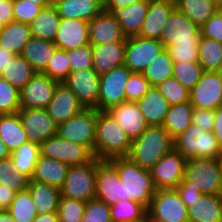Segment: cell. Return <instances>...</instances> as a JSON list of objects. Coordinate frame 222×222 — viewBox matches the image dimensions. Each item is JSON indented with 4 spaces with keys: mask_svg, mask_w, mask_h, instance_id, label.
<instances>
[{
    "mask_svg": "<svg viewBox=\"0 0 222 222\" xmlns=\"http://www.w3.org/2000/svg\"><path fill=\"white\" fill-rule=\"evenodd\" d=\"M175 4L199 28L221 8L212 0H175Z\"/></svg>",
    "mask_w": 222,
    "mask_h": 222,
    "instance_id": "cell-35",
    "label": "cell"
},
{
    "mask_svg": "<svg viewBox=\"0 0 222 222\" xmlns=\"http://www.w3.org/2000/svg\"><path fill=\"white\" fill-rule=\"evenodd\" d=\"M156 88L166 98L170 105L189 101V89L173 77L159 83Z\"/></svg>",
    "mask_w": 222,
    "mask_h": 222,
    "instance_id": "cell-48",
    "label": "cell"
},
{
    "mask_svg": "<svg viewBox=\"0 0 222 222\" xmlns=\"http://www.w3.org/2000/svg\"><path fill=\"white\" fill-rule=\"evenodd\" d=\"M7 211L15 222H33L37 210L28 189L16 192Z\"/></svg>",
    "mask_w": 222,
    "mask_h": 222,
    "instance_id": "cell-41",
    "label": "cell"
},
{
    "mask_svg": "<svg viewBox=\"0 0 222 222\" xmlns=\"http://www.w3.org/2000/svg\"><path fill=\"white\" fill-rule=\"evenodd\" d=\"M82 222H112L110 206L96 198L86 202Z\"/></svg>",
    "mask_w": 222,
    "mask_h": 222,
    "instance_id": "cell-49",
    "label": "cell"
},
{
    "mask_svg": "<svg viewBox=\"0 0 222 222\" xmlns=\"http://www.w3.org/2000/svg\"><path fill=\"white\" fill-rule=\"evenodd\" d=\"M0 222H15V220L7 210H4L2 213H0Z\"/></svg>",
    "mask_w": 222,
    "mask_h": 222,
    "instance_id": "cell-64",
    "label": "cell"
},
{
    "mask_svg": "<svg viewBox=\"0 0 222 222\" xmlns=\"http://www.w3.org/2000/svg\"><path fill=\"white\" fill-rule=\"evenodd\" d=\"M131 144L125 130L107 111L96 110L94 157L98 160L127 157Z\"/></svg>",
    "mask_w": 222,
    "mask_h": 222,
    "instance_id": "cell-1",
    "label": "cell"
},
{
    "mask_svg": "<svg viewBox=\"0 0 222 222\" xmlns=\"http://www.w3.org/2000/svg\"><path fill=\"white\" fill-rule=\"evenodd\" d=\"M107 112L125 130L131 141L137 139L149 126L136 102H122L109 108Z\"/></svg>",
    "mask_w": 222,
    "mask_h": 222,
    "instance_id": "cell-21",
    "label": "cell"
},
{
    "mask_svg": "<svg viewBox=\"0 0 222 222\" xmlns=\"http://www.w3.org/2000/svg\"><path fill=\"white\" fill-rule=\"evenodd\" d=\"M57 134L68 141L88 147L94 154L96 109L84 108L72 118L58 124Z\"/></svg>",
    "mask_w": 222,
    "mask_h": 222,
    "instance_id": "cell-7",
    "label": "cell"
},
{
    "mask_svg": "<svg viewBox=\"0 0 222 222\" xmlns=\"http://www.w3.org/2000/svg\"><path fill=\"white\" fill-rule=\"evenodd\" d=\"M43 73L51 79L62 83L71 73L67 51L57 49Z\"/></svg>",
    "mask_w": 222,
    "mask_h": 222,
    "instance_id": "cell-47",
    "label": "cell"
},
{
    "mask_svg": "<svg viewBox=\"0 0 222 222\" xmlns=\"http://www.w3.org/2000/svg\"><path fill=\"white\" fill-rule=\"evenodd\" d=\"M140 1L146 0H103V10L114 13L117 9L126 8Z\"/></svg>",
    "mask_w": 222,
    "mask_h": 222,
    "instance_id": "cell-57",
    "label": "cell"
},
{
    "mask_svg": "<svg viewBox=\"0 0 222 222\" xmlns=\"http://www.w3.org/2000/svg\"><path fill=\"white\" fill-rule=\"evenodd\" d=\"M219 160H220V163H221V166H222V152L220 154Z\"/></svg>",
    "mask_w": 222,
    "mask_h": 222,
    "instance_id": "cell-70",
    "label": "cell"
},
{
    "mask_svg": "<svg viewBox=\"0 0 222 222\" xmlns=\"http://www.w3.org/2000/svg\"><path fill=\"white\" fill-rule=\"evenodd\" d=\"M45 109L53 121L60 124L81 112L84 107L70 88L62 82L57 84L54 96Z\"/></svg>",
    "mask_w": 222,
    "mask_h": 222,
    "instance_id": "cell-22",
    "label": "cell"
},
{
    "mask_svg": "<svg viewBox=\"0 0 222 222\" xmlns=\"http://www.w3.org/2000/svg\"><path fill=\"white\" fill-rule=\"evenodd\" d=\"M147 213L163 222H189L188 208L176 189H157Z\"/></svg>",
    "mask_w": 222,
    "mask_h": 222,
    "instance_id": "cell-10",
    "label": "cell"
},
{
    "mask_svg": "<svg viewBox=\"0 0 222 222\" xmlns=\"http://www.w3.org/2000/svg\"><path fill=\"white\" fill-rule=\"evenodd\" d=\"M89 22L75 18H60L54 43L61 50H72L90 44Z\"/></svg>",
    "mask_w": 222,
    "mask_h": 222,
    "instance_id": "cell-19",
    "label": "cell"
},
{
    "mask_svg": "<svg viewBox=\"0 0 222 222\" xmlns=\"http://www.w3.org/2000/svg\"><path fill=\"white\" fill-rule=\"evenodd\" d=\"M61 18L91 21L103 10V0H64L55 5Z\"/></svg>",
    "mask_w": 222,
    "mask_h": 222,
    "instance_id": "cell-30",
    "label": "cell"
},
{
    "mask_svg": "<svg viewBox=\"0 0 222 222\" xmlns=\"http://www.w3.org/2000/svg\"><path fill=\"white\" fill-rule=\"evenodd\" d=\"M174 149L186 160L192 158H219L222 147L213 131L191 123L189 127L173 139Z\"/></svg>",
    "mask_w": 222,
    "mask_h": 222,
    "instance_id": "cell-4",
    "label": "cell"
},
{
    "mask_svg": "<svg viewBox=\"0 0 222 222\" xmlns=\"http://www.w3.org/2000/svg\"><path fill=\"white\" fill-rule=\"evenodd\" d=\"M201 36L222 43V8L201 27Z\"/></svg>",
    "mask_w": 222,
    "mask_h": 222,
    "instance_id": "cell-54",
    "label": "cell"
},
{
    "mask_svg": "<svg viewBox=\"0 0 222 222\" xmlns=\"http://www.w3.org/2000/svg\"><path fill=\"white\" fill-rule=\"evenodd\" d=\"M204 195H222V166L219 158H192L186 161L184 178Z\"/></svg>",
    "mask_w": 222,
    "mask_h": 222,
    "instance_id": "cell-5",
    "label": "cell"
},
{
    "mask_svg": "<svg viewBox=\"0 0 222 222\" xmlns=\"http://www.w3.org/2000/svg\"><path fill=\"white\" fill-rule=\"evenodd\" d=\"M200 37V28L175 8L162 29L160 41L167 48L173 44H199Z\"/></svg>",
    "mask_w": 222,
    "mask_h": 222,
    "instance_id": "cell-13",
    "label": "cell"
},
{
    "mask_svg": "<svg viewBox=\"0 0 222 222\" xmlns=\"http://www.w3.org/2000/svg\"><path fill=\"white\" fill-rule=\"evenodd\" d=\"M14 21L13 0H7V5H0V24H6Z\"/></svg>",
    "mask_w": 222,
    "mask_h": 222,
    "instance_id": "cell-59",
    "label": "cell"
},
{
    "mask_svg": "<svg viewBox=\"0 0 222 222\" xmlns=\"http://www.w3.org/2000/svg\"><path fill=\"white\" fill-rule=\"evenodd\" d=\"M5 209L0 205V213H2Z\"/></svg>",
    "mask_w": 222,
    "mask_h": 222,
    "instance_id": "cell-71",
    "label": "cell"
},
{
    "mask_svg": "<svg viewBox=\"0 0 222 222\" xmlns=\"http://www.w3.org/2000/svg\"><path fill=\"white\" fill-rule=\"evenodd\" d=\"M175 8V0H149V10L138 36L160 40L162 29Z\"/></svg>",
    "mask_w": 222,
    "mask_h": 222,
    "instance_id": "cell-24",
    "label": "cell"
},
{
    "mask_svg": "<svg viewBox=\"0 0 222 222\" xmlns=\"http://www.w3.org/2000/svg\"><path fill=\"white\" fill-rule=\"evenodd\" d=\"M136 103L149 126L162 125L170 108L169 102L156 86H152Z\"/></svg>",
    "mask_w": 222,
    "mask_h": 222,
    "instance_id": "cell-26",
    "label": "cell"
},
{
    "mask_svg": "<svg viewBox=\"0 0 222 222\" xmlns=\"http://www.w3.org/2000/svg\"><path fill=\"white\" fill-rule=\"evenodd\" d=\"M30 178L17 171L11 158L0 160V183L12 188L14 191H22L27 189Z\"/></svg>",
    "mask_w": 222,
    "mask_h": 222,
    "instance_id": "cell-43",
    "label": "cell"
},
{
    "mask_svg": "<svg viewBox=\"0 0 222 222\" xmlns=\"http://www.w3.org/2000/svg\"><path fill=\"white\" fill-rule=\"evenodd\" d=\"M19 110V90L0 76V115L15 114Z\"/></svg>",
    "mask_w": 222,
    "mask_h": 222,
    "instance_id": "cell-46",
    "label": "cell"
},
{
    "mask_svg": "<svg viewBox=\"0 0 222 222\" xmlns=\"http://www.w3.org/2000/svg\"><path fill=\"white\" fill-rule=\"evenodd\" d=\"M86 202L60 196L57 215L59 222H82Z\"/></svg>",
    "mask_w": 222,
    "mask_h": 222,
    "instance_id": "cell-45",
    "label": "cell"
},
{
    "mask_svg": "<svg viewBox=\"0 0 222 222\" xmlns=\"http://www.w3.org/2000/svg\"><path fill=\"white\" fill-rule=\"evenodd\" d=\"M63 83L76 95L84 108L97 110L100 76L92 68L71 72Z\"/></svg>",
    "mask_w": 222,
    "mask_h": 222,
    "instance_id": "cell-17",
    "label": "cell"
},
{
    "mask_svg": "<svg viewBox=\"0 0 222 222\" xmlns=\"http://www.w3.org/2000/svg\"><path fill=\"white\" fill-rule=\"evenodd\" d=\"M59 82L37 72L19 91L20 109H45L51 102Z\"/></svg>",
    "mask_w": 222,
    "mask_h": 222,
    "instance_id": "cell-15",
    "label": "cell"
},
{
    "mask_svg": "<svg viewBox=\"0 0 222 222\" xmlns=\"http://www.w3.org/2000/svg\"><path fill=\"white\" fill-rule=\"evenodd\" d=\"M67 56L71 66V72L92 68L93 51L91 43L77 49L68 50Z\"/></svg>",
    "mask_w": 222,
    "mask_h": 222,
    "instance_id": "cell-51",
    "label": "cell"
},
{
    "mask_svg": "<svg viewBox=\"0 0 222 222\" xmlns=\"http://www.w3.org/2000/svg\"><path fill=\"white\" fill-rule=\"evenodd\" d=\"M174 62L170 58L168 50L165 48L159 55L150 62L143 71L144 77L151 86H157L173 75Z\"/></svg>",
    "mask_w": 222,
    "mask_h": 222,
    "instance_id": "cell-39",
    "label": "cell"
},
{
    "mask_svg": "<svg viewBox=\"0 0 222 222\" xmlns=\"http://www.w3.org/2000/svg\"><path fill=\"white\" fill-rule=\"evenodd\" d=\"M11 155L10 150L8 147L3 143V141L0 138V160L9 158Z\"/></svg>",
    "mask_w": 222,
    "mask_h": 222,
    "instance_id": "cell-63",
    "label": "cell"
},
{
    "mask_svg": "<svg viewBox=\"0 0 222 222\" xmlns=\"http://www.w3.org/2000/svg\"><path fill=\"white\" fill-rule=\"evenodd\" d=\"M212 1L222 8V0H212Z\"/></svg>",
    "mask_w": 222,
    "mask_h": 222,
    "instance_id": "cell-68",
    "label": "cell"
},
{
    "mask_svg": "<svg viewBox=\"0 0 222 222\" xmlns=\"http://www.w3.org/2000/svg\"><path fill=\"white\" fill-rule=\"evenodd\" d=\"M173 148V138L168 131L162 125H152L132 141L127 157L141 168L150 170Z\"/></svg>",
    "mask_w": 222,
    "mask_h": 222,
    "instance_id": "cell-3",
    "label": "cell"
},
{
    "mask_svg": "<svg viewBox=\"0 0 222 222\" xmlns=\"http://www.w3.org/2000/svg\"><path fill=\"white\" fill-rule=\"evenodd\" d=\"M186 159L174 148L151 169L156 189H175L184 178Z\"/></svg>",
    "mask_w": 222,
    "mask_h": 222,
    "instance_id": "cell-14",
    "label": "cell"
},
{
    "mask_svg": "<svg viewBox=\"0 0 222 222\" xmlns=\"http://www.w3.org/2000/svg\"><path fill=\"white\" fill-rule=\"evenodd\" d=\"M69 165L59 160L39 156L30 180L47 183L55 188L61 189L67 176Z\"/></svg>",
    "mask_w": 222,
    "mask_h": 222,
    "instance_id": "cell-25",
    "label": "cell"
},
{
    "mask_svg": "<svg viewBox=\"0 0 222 222\" xmlns=\"http://www.w3.org/2000/svg\"><path fill=\"white\" fill-rule=\"evenodd\" d=\"M126 41H110L101 45H92V69L99 75L124 65Z\"/></svg>",
    "mask_w": 222,
    "mask_h": 222,
    "instance_id": "cell-23",
    "label": "cell"
},
{
    "mask_svg": "<svg viewBox=\"0 0 222 222\" xmlns=\"http://www.w3.org/2000/svg\"><path fill=\"white\" fill-rule=\"evenodd\" d=\"M33 222H59L57 212L37 214Z\"/></svg>",
    "mask_w": 222,
    "mask_h": 222,
    "instance_id": "cell-62",
    "label": "cell"
},
{
    "mask_svg": "<svg viewBox=\"0 0 222 222\" xmlns=\"http://www.w3.org/2000/svg\"><path fill=\"white\" fill-rule=\"evenodd\" d=\"M204 72L198 62H174L172 77L191 90Z\"/></svg>",
    "mask_w": 222,
    "mask_h": 222,
    "instance_id": "cell-44",
    "label": "cell"
},
{
    "mask_svg": "<svg viewBox=\"0 0 222 222\" xmlns=\"http://www.w3.org/2000/svg\"><path fill=\"white\" fill-rule=\"evenodd\" d=\"M148 10L149 0H146L133 3L126 8L117 9L114 12L125 37L136 36L139 34Z\"/></svg>",
    "mask_w": 222,
    "mask_h": 222,
    "instance_id": "cell-29",
    "label": "cell"
},
{
    "mask_svg": "<svg viewBox=\"0 0 222 222\" xmlns=\"http://www.w3.org/2000/svg\"><path fill=\"white\" fill-rule=\"evenodd\" d=\"M0 138L10 152L29 142L19 113L0 115Z\"/></svg>",
    "mask_w": 222,
    "mask_h": 222,
    "instance_id": "cell-31",
    "label": "cell"
},
{
    "mask_svg": "<svg viewBox=\"0 0 222 222\" xmlns=\"http://www.w3.org/2000/svg\"><path fill=\"white\" fill-rule=\"evenodd\" d=\"M36 73L23 56L15 55L0 76L20 91Z\"/></svg>",
    "mask_w": 222,
    "mask_h": 222,
    "instance_id": "cell-37",
    "label": "cell"
},
{
    "mask_svg": "<svg viewBox=\"0 0 222 222\" xmlns=\"http://www.w3.org/2000/svg\"><path fill=\"white\" fill-rule=\"evenodd\" d=\"M151 87L142 73H131L125 86L126 101L137 102Z\"/></svg>",
    "mask_w": 222,
    "mask_h": 222,
    "instance_id": "cell-50",
    "label": "cell"
},
{
    "mask_svg": "<svg viewBox=\"0 0 222 222\" xmlns=\"http://www.w3.org/2000/svg\"><path fill=\"white\" fill-rule=\"evenodd\" d=\"M16 191L0 183V205L7 210L14 199Z\"/></svg>",
    "mask_w": 222,
    "mask_h": 222,
    "instance_id": "cell-58",
    "label": "cell"
},
{
    "mask_svg": "<svg viewBox=\"0 0 222 222\" xmlns=\"http://www.w3.org/2000/svg\"><path fill=\"white\" fill-rule=\"evenodd\" d=\"M165 47L160 40L138 35L126 37L124 65L132 73H143L145 68Z\"/></svg>",
    "mask_w": 222,
    "mask_h": 222,
    "instance_id": "cell-11",
    "label": "cell"
},
{
    "mask_svg": "<svg viewBox=\"0 0 222 222\" xmlns=\"http://www.w3.org/2000/svg\"><path fill=\"white\" fill-rule=\"evenodd\" d=\"M0 5H7V0H0Z\"/></svg>",
    "mask_w": 222,
    "mask_h": 222,
    "instance_id": "cell-69",
    "label": "cell"
},
{
    "mask_svg": "<svg viewBox=\"0 0 222 222\" xmlns=\"http://www.w3.org/2000/svg\"><path fill=\"white\" fill-rule=\"evenodd\" d=\"M193 108L190 101L170 105L162 126L173 139L181 132L185 131L192 123Z\"/></svg>",
    "mask_w": 222,
    "mask_h": 222,
    "instance_id": "cell-36",
    "label": "cell"
},
{
    "mask_svg": "<svg viewBox=\"0 0 222 222\" xmlns=\"http://www.w3.org/2000/svg\"><path fill=\"white\" fill-rule=\"evenodd\" d=\"M143 222H163V221L157 220L148 213H146Z\"/></svg>",
    "mask_w": 222,
    "mask_h": 222,
    "instance_id": "cell-66",
    "label": "cell"
},
{
    "mask_svg": "<svg viewBox=\"0 0 222 222\" xmlns=\"http://www.w3.org/2000/svg\"><path fill=\"white\" fill-rule=\"evenodd\" d=\"M27 189L36 206L37 214L57 212L60 189L35 180L29 181Z\"/></svg>",
    "mask_w": 222,
    "mask_h": 222,
    "instance_id": "cell-32",
    "label": "cell"
},
{
    "mask_svg": "<svg viewBox=\"0 0 222 222\" xmlns=\"http://www.w3.org/2000/svg\"><path fill=\"white\" fill-rule=\"evenodd\" d=\"M175 189L187 208L203 195L200 191H196L194 187H191V182H180Z\"/></svg>",
    "mask_w": 222,
    "mask_h": 222,
    "instance_id": "cell-56",
    "label": "cell"
},
{
    "mask_svg": "<svg viewBox=\"0 0 222 222\" xmlns=\"http://www.w3.org/2000/svg\"><path fill=\"white\" fill-rule=\"evenodd\" d=\"M61 1H64V0H48V3H49V6H55Z\"/></svg>",
    "mask_w": 222,
    "mask_h": 222,
    "instance_id": "cell-67",
    "label": "cell"
},
{
    "mask_svg": "<svg viewBox=\"0 0 222 222\" xmlns=\"http://www.w3.org/2000/svg\"><path fill=\"white\" fill-rule=\"evenodd\" d=\"M189 101L194 108L217 109L222 104V71H204L189 90Z\"/></svg>",
    "mask_w": 222,
    "mask_h": 222,
    "instance_id": "cell-12",
    "label": "cell"
},
{
    "mask_svg": "<svg viewBox=\"0 0 222 222\" xmlns=\"http://www.w3.org/2000/svg\"><path fill=\"white\" fill-rule=\"evenodd\" d=\"M29 142L41 144L47 138L57 134L58 124L46 109H20L18 111Z\"/></svg>",
    "mask_w": 222,
    "mask_h": 222,
    "instance_id": "cell-18",
    "label": "cell"
},
{
    "mask_svg": "<svg viewBox=\"0 0 222 222\" xmlns=\"http://www.w3.org/2000/svg\"><path fill=\"white\" fill-rule=\"evenodd\" d=\"M189 222H222V195H202L188 207Z\"/></svg>",
    "mask_w": 222,
    "mask_h": 222,
    "instance_id": "cell-28",
    "label": "cell"
},
{
    "mask_svg": "<svg viewBox=\"0 0 222 222\" xmlns=\"http://www.w3.org/2000/svg\"><path fill=\"white\" fill-rule=\"evenodd\" d=\"M60 18L55 6L44 7L38 16L29 24L31 36L54 41L60 24Z\"/></svg>",
    "mask_w": 222,
    "mask_h": 222,
    "instance_id": "cell-34",
    "label": "cell"
},
{
    "mask_svg": "<svg viewBox=\"0 0 222 222\" xmlns=\"http://www.w3.org/2000/svg\"><path fill=\"white\" fill-rule=\"evenodd\" d=\"M41 155L59 160L67 165H81L94 158L93 152L86 146L68 141L58 134L47 138L40 144Z\"/></svg>",
    "mask_w": 222,
    "mask_h": 222,
    "instance_id": "cell-8",
    "label": "cell"
},
{
    "mask_svg": "<svg viewBox=\"0 0 222 222\" xmlns=\"http://www.w3.org/2000/svg\"><path fill=\"white\" fill-rule=\"evenodd\" d=\"M15 54L0 46V74L7 67Z\"/></svg>",
    "mask_w": 222,
    "mask_h": 222,
    "instance_id": "cell-61",
    "label": "cell"
},
{
    "mask_svg": "<svg viewBox=\"0 0 222 222\" xmlns=\"http://www.w3.org/2000/svg\"><path fill=\"white\" fill-rule=\"evenodd\" d=\"M30 25L11 21L3 26L0 33V46L15 55H20L23 47L31 39Z\"/></svg>",
    "mask_w": 222,
    "mask_h": 222,
    "instance_id": "cell-33",
    "label": "cell"
},
{
    "mask_svg": "<svg viewBox=\"0 0 222 222\" xmlns=\"http://www.w3.org/2000/svg\"><path fill=\"white\" fill-rule=\"evenodd\" d=\"M117 171L125 188V200H133L149 207L156 192L150 170L141 168L128 157L107 160Z\"/></svg>",
    "mask_w": 222,
    "mask_h": 222,
    "instance_id": "cell-2",
    "label": "cell"
},
{
    "mask_svg": "<svg viewBox=\"0 0 222 222\" xmlns=\"http://www.w3.org/2000/svg\"><path fill=\"white\" fill-rule=\"evenodd\" d=\"M166 49L173 62H198V44H173Z\"/></svg>",
    "mask_w": 222,
    "mask_h": 222,
    "instance_id": "cell-53",
    "label": "cell"
},
{
    "mask_svg": "<svg viewBox=\"0 0 222 222\" xmlns=\"http://www.w3.org/2000/svg\"><path fill=\"white\" fill-rule=\"evenodd\" d=\"M61 196L88 202L96 193V157L81 165H70Z\"/></svg>",
    "mask_w": 222,
    "mask_h": 222,
    "instance_id": "cell-6",
    "label": "cell"
},
{
    "mask_svg": "<svg viewBox=\"0 0 222 222\" xmlns=\"http://www.w3.org/2000/svg\"><path fill=\"white\" fill-rule=\"evenodd\" d=\"M2 28H3V25H2V24H0V33H1Z\"/></svg>",
    "mask_w": 222,
    "mask_h": 222,
    "instance_id": "cell-72",
    "label": "cell"
},
{
    "mask_svg": "<svg viewBox=\"0 0 222 222\" xmlns=\"http://www.w3.org/2000/svg\"><path fill=\"white\" fill-rule=\"evenodd\" d=\"M198 63L204 71H222V43L201 36L198 44Z\"/></svg>",
    "mask_w": 222,
    "mask_h": 222,
    "instance_id": "cell-38",
    "label": "cell"
},
{
    "mask_svg": "<svg viewBox=\"0 0 222 222\" xmlns=\"http://www.w3.org/2000/svg\"><path fill=\"white\" fill-rule=\"evenodd\" d=\"M40 155V145L27 142L11 152L10 158L17 171L26 174L31 179Z\"/></svg>",
    "mask_w": 222,
    "mask_h": 222,
    "instance_id": "cell-40",
    "label": "cell"
},
{
    "mask_svg": "<svg viewBox=\"0 0 222 222\" xmlns=\"http://www.w3.org/2000/svg\"><path fill=\"white\" fill-rule=\"evenodd\" d=\"M43 7L29 0H13L14 21L30 24Z\"/></svg>",
    "mask_w": 222,
    "mask_h": 222,
    "instance_id": "cell-52",
    "label": "cell"
},
{
    "mask_svg": "<svg viewBox=\"0 0 222 222\" xmlns=\"http://www.w3.org/2000/svg\"><path fill=\"white\" fill-rule=\"evenodd\" d=\"M192 123L201 126L207 131H213L215 122V110L193 108Z\"/></svg>",
    "mask_w": 222,
    "mask_h": 222,
    "instance_id": "cell-55",
    "label": "cell"
},
{
    "mask_svg": "<svg viewBox=\"0 0 222 222\" xmlns=\"http://www.w3.org/2000/svg\"><path fill=\"white\" fill-rule=\"evenodd\" d=\"M213 134L215 135L219 145L222 147V104L215 109Z\"/></svg>",
    "mask_w": 222,
    "mask_h": 222,
    "instance_id": "cell-60",
    "label": "cell"
},
{
    "mask_svg": "<svg viewBox=\"0 0 222 222\" xmlns=\"http://www.w3.org/2000/svg\"><path fill=\"white\" fill-rule=\"evenodd\" d=\"M131 73L125 65H122L100 76L98 111H107L126 101L125 86Z\"/></svg>",
    "mask_w": 222,
    "mask_h": 222,
    "instance_id": "cell-9",
    "label": "cell"
},
{
    "mask_svg": "<svg viewBox=\"0 0 222 222\" xmlns=\"http://www.w3.org/2000/svg\"><path fill=\"white\" fill-rule=\"evenodd\" d=\"M95 198L109 206L125 200V188L116 169L107 160L97 158Z\"/></svg>",
    "mask_w": 222,
    "mask_h": 222,
    "instance_id": "cell-16",
    "label": "cell"
},
{
    "mask_svg": "<svg viewBox=\"0 0 222 222\" xmlns=\"http://www.w3.org/2000/svg\"><path fill=\"white\" fill-rule=\"evenodd\" d=\"M29 1L41 5L43 8L49 6L48 0H29Z\"/></svg>",
    "mask_w": 222,
    "mask_h": 222,
    "instance_id": "cell-65",
    "label": "cell"
},
{
    "mask_svg": "<svg viewBox=\"0 0 222 222\" xmlns=\"http://www.w3.org/2000/svg\"><path fill=\"white\" fill-rule=\"evenodd\" d=\"M58 47L53 41L31 37L23 47V56L36 72L43 73Z\"/></svg>",
    "mask_w": 222,
    "mask_h": 222,
    "instance_id": "cell-27",
    "label": "cell"
},
{
    "mask_svg": "<svg viewBox=\"0 0 222 222\" xmlns=\"http://www.w3.org/2000/svg\"><path fill=\"white\" fill-rule=\"evenodd\" d=\"M89 42L101 45L110 41H126L120 24L114 13L102 10L89 21Z\"/></svg>",
    "mask_w": 222,
    "mask_h": 222,
    "instance_id": "cell-20",
    "label": "cell"
},
{
    "mask_svg": "<svg viewBox=\"0 0 222 222\" xmlns=\"http://www.w3.org/2000/svg\"><path fill=\"white\" fill-rule=\"evenodd\" d=\"M112 222L143 221L147 208L133 200H122L110 205Z\"/></svg>",
    "mask_w": 222,
    "mask_h": 222,
    "instance_id": "cell-42",
    "label": "cell"
}]
</instances>
